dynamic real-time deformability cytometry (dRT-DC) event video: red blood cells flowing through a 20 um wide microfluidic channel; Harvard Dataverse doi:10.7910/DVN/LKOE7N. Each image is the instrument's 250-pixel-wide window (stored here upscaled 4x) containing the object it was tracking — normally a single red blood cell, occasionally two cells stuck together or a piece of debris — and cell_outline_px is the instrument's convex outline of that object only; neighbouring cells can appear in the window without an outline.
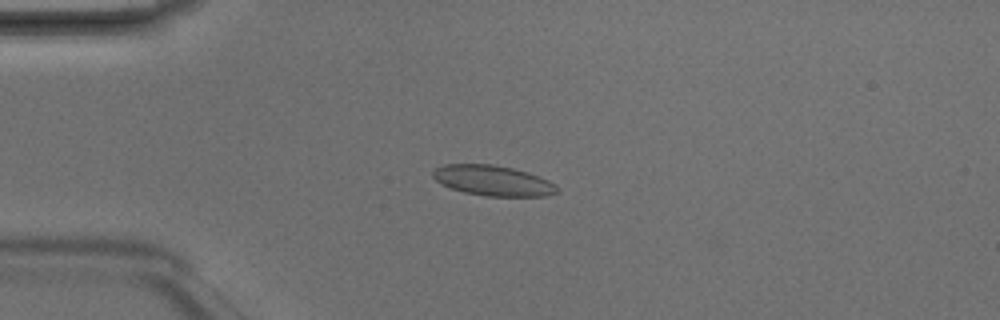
{"species": "Egyptian fruit bat (a non-hibernating species)", "species_latin": "Rousettus aegyptiacus", "temperature_condition": "room temperature", "stored_images_in_passage": 6, "camera_frame_rate_fps": 3000, "um_per_image_px": 0.085, "animal": {"sex": "male"}, "frame": {"image": 1, "passage_image": 3, "time_ms": 0.667, "image_size_px": [1000, 320], "cell_outline_px": [[560, 188], [556, 192], [544, 196], [488, 196], [464, 192], [440, 184], [432, 176], [432, 172], [436, 168], [444, 164], [492, 164], [512, 168], [528, 172], [548, 180], [556, 184]], "centroid_in_image_um": [41.9, 15.34], "position_along_channel_um": 43.1, "area_um2": 21.91}}
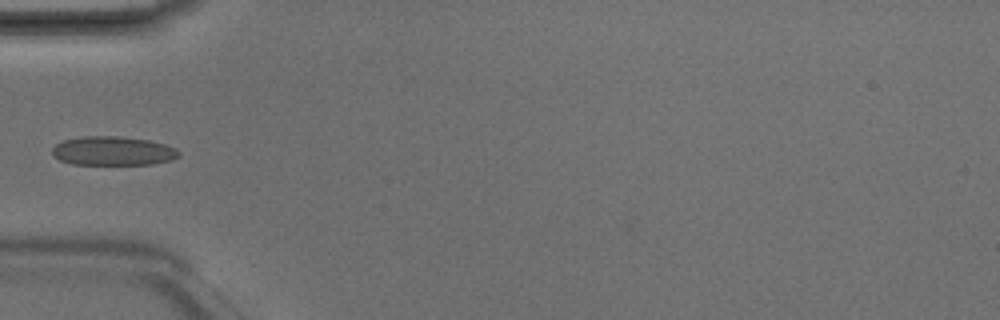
{"frame": {"image": 2, "passage_image": 4, "time_ms": 1.0, "image_size_px": [1000, 320], "cell_outline_px": [[180, 156], [172, 160], [152, 164], [72, 164], [60, 160], [52, 156], [52, 148], [56, 144], [64, 140], [84, 136], [120, 136], [148, 140], [164, 144], [176, 148], [180, 152]], "centroid_in_image_um": [9.6, 12.83], "position_along_channel_um": 75.4, "area_um2": 21.44}}